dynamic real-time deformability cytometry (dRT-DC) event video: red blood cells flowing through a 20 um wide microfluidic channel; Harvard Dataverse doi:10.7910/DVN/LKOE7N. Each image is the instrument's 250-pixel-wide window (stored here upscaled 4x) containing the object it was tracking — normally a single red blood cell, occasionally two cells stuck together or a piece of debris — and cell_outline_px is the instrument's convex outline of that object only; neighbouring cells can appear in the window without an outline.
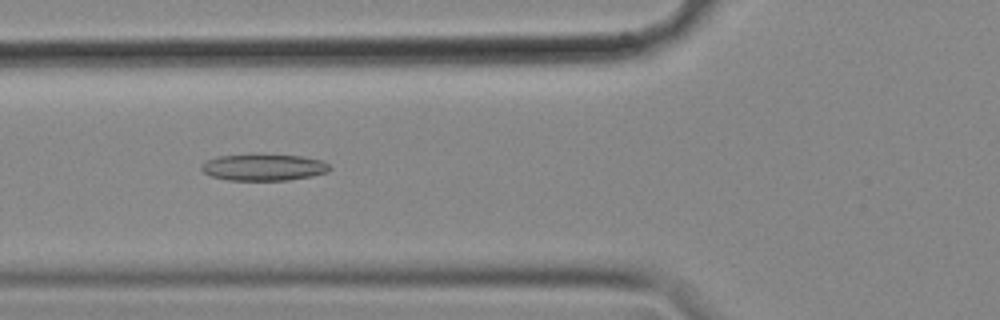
{"species": "common noctule bat (a hibernating species)", "species_latin": "Nyctalus noctula", "temperature_condition": "cold", "stored_images_in_passage": 39, "camera_frame_rate_fps": 3000, "um_per_image_px": 0.085, "animal": {"sex": "female", "body_mass_g": 18.4}, "frame": {"image": 1, "passage_image": 4, "time_ms": 1.0, "image_size_px": [1000, 320], "cell_outline_px": [[332, 168], [328, 172], [312, 176], [288, 180], [228, 180], [212, 176], [204, 172], [200, 168], [208, 160], [216, 156], [252, 152], [304, 156], [320, 160], [328, 164]], "centroid_in_image_um": [22.42, 14.18], "position_along_channel_um": 103.4, "area_um2": 20.52}}
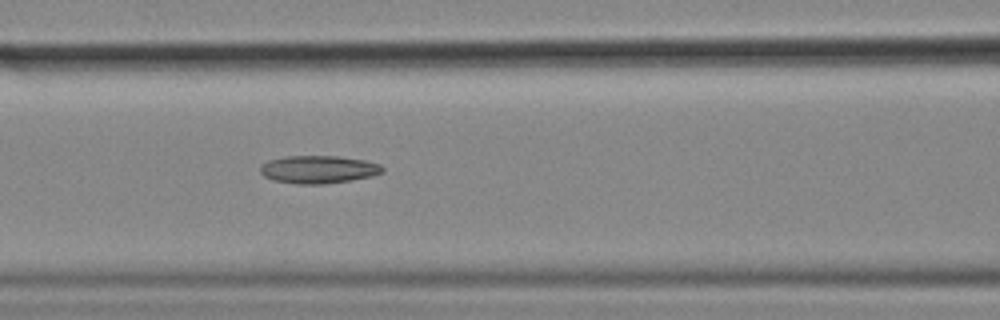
{"frame": {"image": 2, "passage_image": 7, "time_ms": 2.0, "image_size_px": [1000, 320], "cell_outline_px": [[384, 172], [372, 176], [348, 180], [320, 184], [296, 184], [272, 180], [264, 176], [260, 172], [260, 164], [268, 160], [284, 156], [340, 156], [364, 160], [380, 164], [384, 168]], "centroid_in_image_um": [27.03, 14.39], "position_along_channel_um": 139.6, "area_um2": 19.88}}
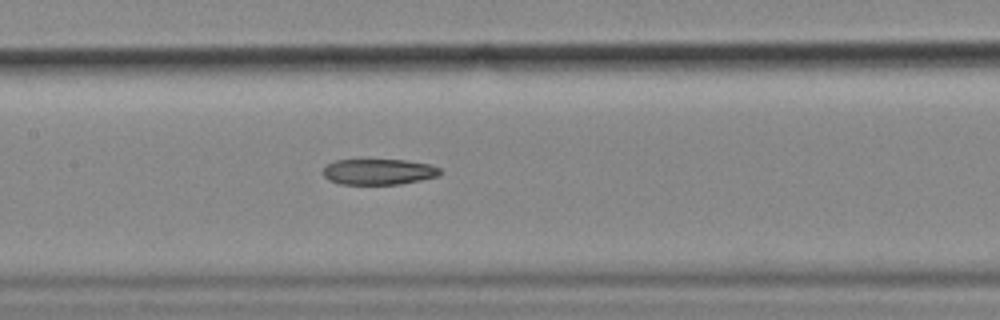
{"frame": {"image": 3, "passage_image": 10, "time_ms": 3.0, "image_size_px": [1000, 320], "cell_outline_px": [[440, 176], [400, 184], [340, 184], [328, 180], [324, 176], [324, 168], [328, 164], [336, 160], [408, 160], [428, 164], [440, 168]], "centroid_in_image_um": [32.2, 14.6], "position_along_channel_um": 175.2, "area_um2": 17.51}, "authors_computed_cell_mechanics": {"area_um2": 18.785, "velocity_mm_per_s": 3.5829, "shape_relaxation_time_tau1_ms": null, "shape_relaxation_time_tau2_ms": 6.5821, "deformation_change_tau1": null, "deformation_change_tau2": 0.1655}}